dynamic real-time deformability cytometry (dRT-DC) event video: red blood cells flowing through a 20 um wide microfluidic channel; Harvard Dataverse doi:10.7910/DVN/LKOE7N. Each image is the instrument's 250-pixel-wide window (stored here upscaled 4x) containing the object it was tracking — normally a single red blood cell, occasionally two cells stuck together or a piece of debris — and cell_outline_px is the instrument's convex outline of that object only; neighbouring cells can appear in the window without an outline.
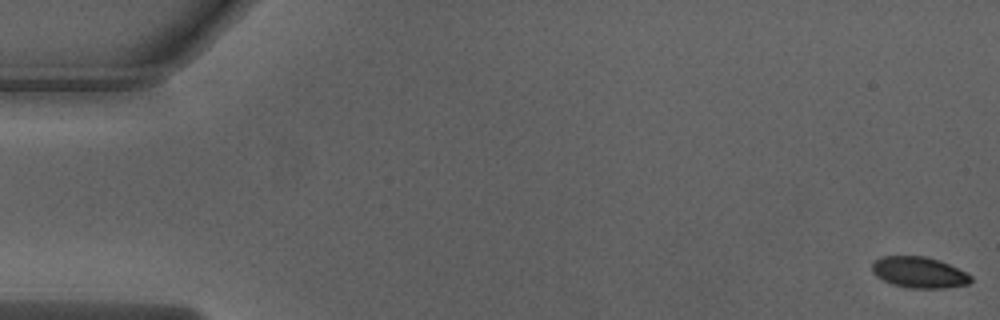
{"species": "Egyptian fruit bat (a non-hibernating species)", "species_latin": "Rousettus aegyptiacus", "temperature_condition": "warm", "stored_images_in_passage": 52, "camera_frame_rate_fps": 3000, "um_per_image_px": 0.085, "animal": {"sex": "male"}, "frame": {"image": 1, "passage_image": 1, "time_ms": 0.0, "image_size_px": [1000, 320], "cell_outline_px": [[972, 280], [968, 284], [944, 288], [908, 288], [892, 284], [876, 276], [872, 272], [872, 264], [876, 260], [884, 256], [924, 256], [948, 264], [972, 276]], "centroid_in_image_um": [78.1, 23.16], "position_along_channel_um": 6.9, "area_um2": 17.63}}
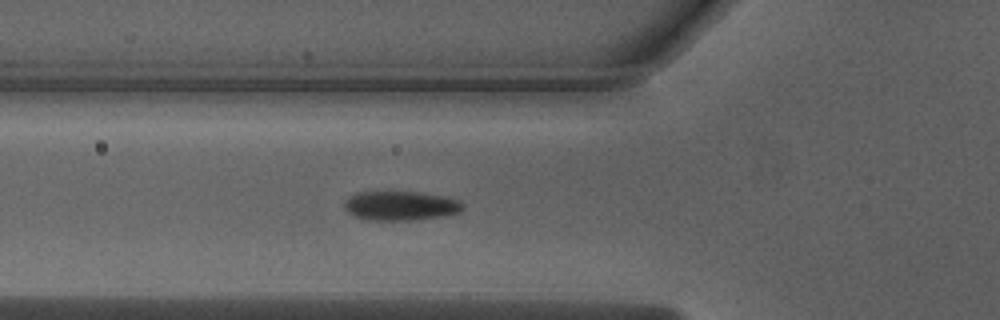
{"frame": {"image": 2, "passage_image": 19, "time_ms": 6.0, "image_size_px": [1000, 320], "cell_outline_px": [[464, 208], [460, 212], [444, 216], [420, 220], [364, 220], [352, 216], [344, 208], [344, 200], [348, 196], [356, 192], [420, 192], [460, 200], [464, 204]], "centroid_in_image_um": [34.02, 17.5], "position_along_channel_um": 91.8, "area_um2": 20.58}}
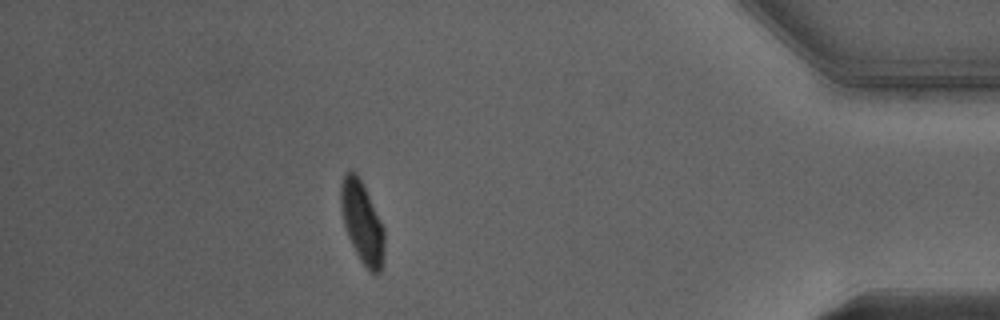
{"frame": {"image": 3, "passage_image": 46, "time_ms": 15.0, "image_size_px": [1000, 320], "cell_outline_px": [[384, 264], [380, 272], [376, 276], [368, 272], [360, 260], [348, 236], [344, 224], [340, 208], [340, 184], [344, 176], [348, 172], [356, 172], [364, 184], [384, 228]], "centroid_in_image_um": [30.8, 18.95], "position_along_channel_um": 404.4, "area_um2": 21.04}, "authors_computed_cell_mechanics": {"area_um2": 20.6057, "velocity_mm_per_s": 4.0166, "shape_relaxation_time_tau1_ms": 2.2998, "shape_relaxation_time_tau2_ms": null, "deformation_change_tau1": 0.1433, "deformation_change_tau2": null}}